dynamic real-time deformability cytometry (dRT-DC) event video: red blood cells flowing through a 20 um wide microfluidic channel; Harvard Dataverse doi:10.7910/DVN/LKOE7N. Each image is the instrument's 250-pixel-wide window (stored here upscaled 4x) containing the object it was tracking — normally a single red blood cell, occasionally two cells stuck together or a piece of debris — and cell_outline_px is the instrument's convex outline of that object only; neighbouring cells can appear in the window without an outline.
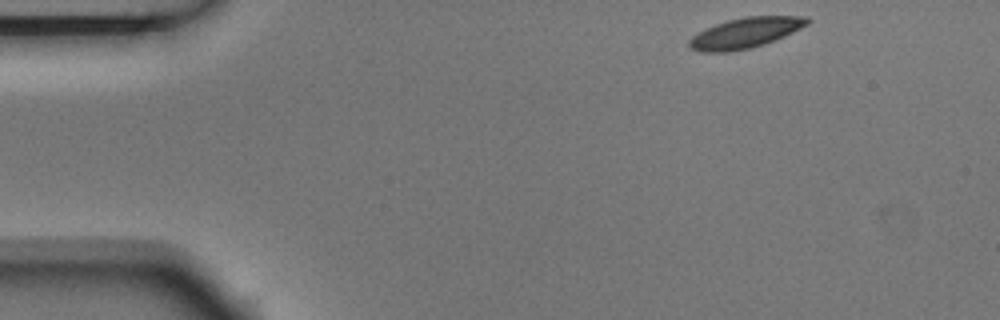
{"species": "Egyptian fruit bat (a non-hibernating species)", "species_latin": "Rousettus aegyptiacus", "temperature_condition": "room temperature", "stored_images_in_passage": 3, "camera_frame_rate_fps": 3000, "um_per_image_px": 0.085, "animal": {"sex": "male"}, "frame": {"image": 1, "passage_image": 1, "time_ms": 0.0, "image_size_px": [1000, 320], "cell_outline_px": [[812, 20], [808, 24], [792, 32], [764, 44], [748, 48], [728, 52], [700, 52], [692, 48], [688, 44], [688, 40], [692, 36], [704, 28], [728, 20], [744, 16], [808, 16]], "centroid_in_image_um": [63.34, 2.78], "position_along_channel_um": 21.7, "area_um2": 20.81}}